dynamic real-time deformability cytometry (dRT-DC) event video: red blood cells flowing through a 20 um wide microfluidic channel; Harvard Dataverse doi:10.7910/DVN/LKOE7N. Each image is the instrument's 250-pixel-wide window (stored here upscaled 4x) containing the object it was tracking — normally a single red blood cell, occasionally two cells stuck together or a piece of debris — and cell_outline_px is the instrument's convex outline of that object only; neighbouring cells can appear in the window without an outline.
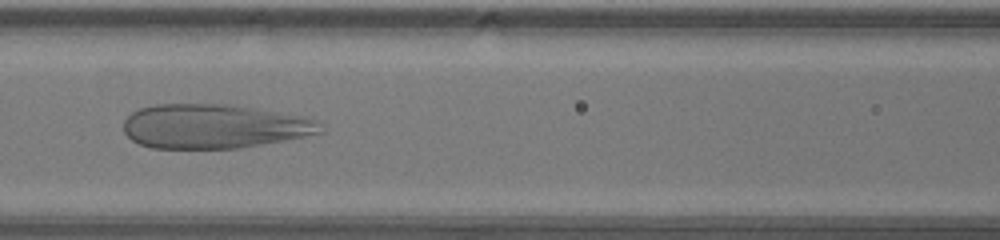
{"species": "human", "species_latin": "Homo sapiens", "temperature_condition": "warm", "stored_images_in_passage": 42, "camera_frame_rate_fps": 3000, "um_per_image_px": 0.085, "donor": {"sex": "male"}, "frame": {"image": 1, "passage_image": 17, "time_ms": 5.333, "image_size_px": [1000, 240], "cell_outline_px": [[324, 132], [304, 136], [240, 148], [152, 148], [140, 144], [132, 140], [124, 132], [124, 120], [132, 112], [140, 108], [156, 104], [232, 104], [308, 116], [316, 120]], "centroid_in_image_um": [18.2, 10.72], "position_along_channel_um": 148.4, "area_um2": 50.92}}
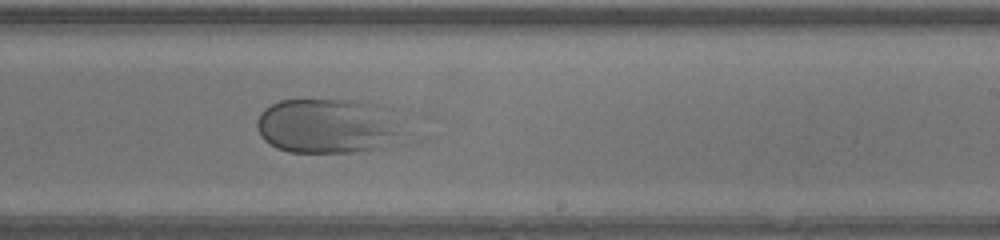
{"frame": {"image": 2, "passage_image": 24, "time_ms": 7.667, "image_size_px": [1000, 240], "cell_outline_px": [[420, 140], [388, 148], [356, 152], [288, 152], [276, 148], [268, 144], [260, 136], [256, 128], [256, 120], [260, 112], [264, 108], [280, 100], [352, 100], [384, 104], [396, 108], [420, 136]], "centroid_in_image_um": [28.33, 10.73], "position_along_channel_um": 260.7, "area_um2": 51.5}}
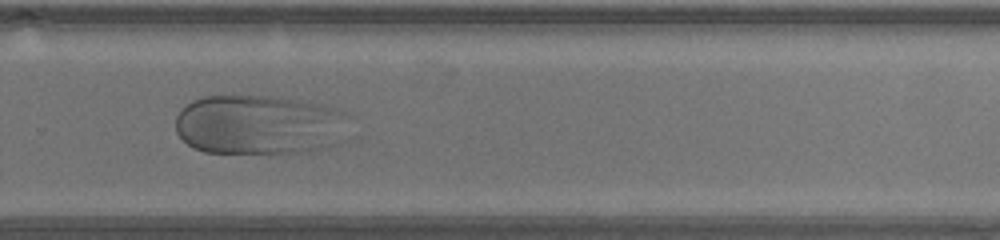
{"frame": {"image": 3, "passage_image": 27, "time_ms": 8.667, "image_size_px": [1000, 240], "cell_outline_px": [[348, 116], [320, 148], [308, 152], [204, 152], [188, 144], [176, 132], [176, 116], [192, 100], [204, 96], [268, 96], [316, 104], [344, 112]], "centroid_in_image_um": [21.79, 10.58], "position_along_channel_um": 308.0, "area_um2": 57.8}}